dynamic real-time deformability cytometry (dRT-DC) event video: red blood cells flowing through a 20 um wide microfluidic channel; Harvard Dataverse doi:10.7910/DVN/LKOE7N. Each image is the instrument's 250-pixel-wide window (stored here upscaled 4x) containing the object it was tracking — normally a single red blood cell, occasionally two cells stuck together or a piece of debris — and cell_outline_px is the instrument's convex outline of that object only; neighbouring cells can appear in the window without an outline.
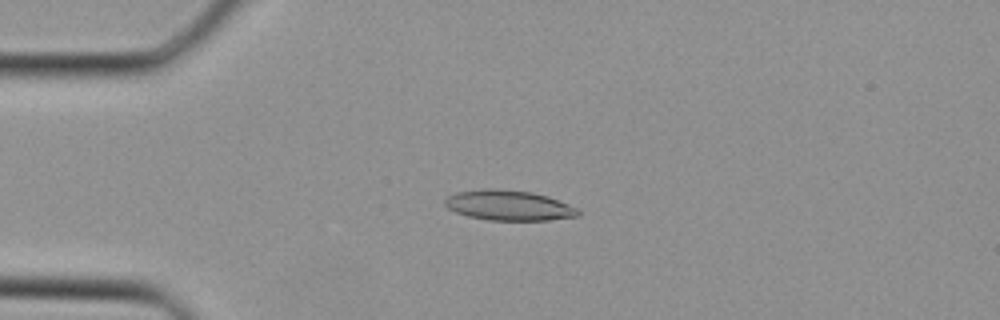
{"species": "Egyptian fruit bat (a non-hibernating species)", "species_latin": "Rousettus aegyptiacus", "temperature_condition": "cold", "stored_images_in_passage": 34, "camera_frame_rate_fps": 3000, "um_per_image_px": 0.085, "animal": {"sex": "female"}, "frame": {"image": 1, "passage_image": 8, "time_ms": 2.333, "image_size_px": [1000, 320], "cell_outline_px": [[580, 216], [548, 220], [488, 220], [468, 216], [456, 212], [448, 208], [444, 204], [444, 200], [448, 196], [456, 192], [480, 188], [496, 188], [532, 192], [548, 196], [580, 208]], "centroid_in_image_um": [43.27, 17.45], "position_along_channel_um": 41.7, "area_um2": 23.76}}
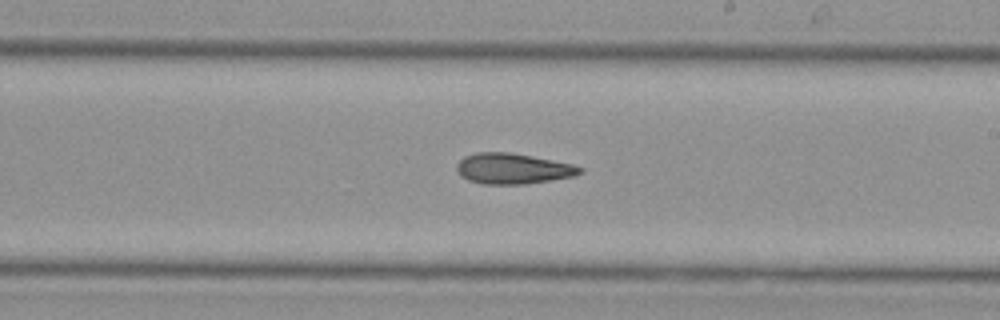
{"frame": {"image": 2, "passage_image": 20, "time_ms": 6.333, "image_size_px": [1000, 320], "cell_outline_px": [[584, 172], [576, 176], [524, 184], [484, 184], [468, 180], [460, 176], [456, 168], [456, 164], [464, 156], [476, 152], [512, 152], [572, 164], [584, 168]], "centroid_in_image_um": [43.59, 14.33], "position_along_channel_um": 245.4, "area_um2": 22.14}}
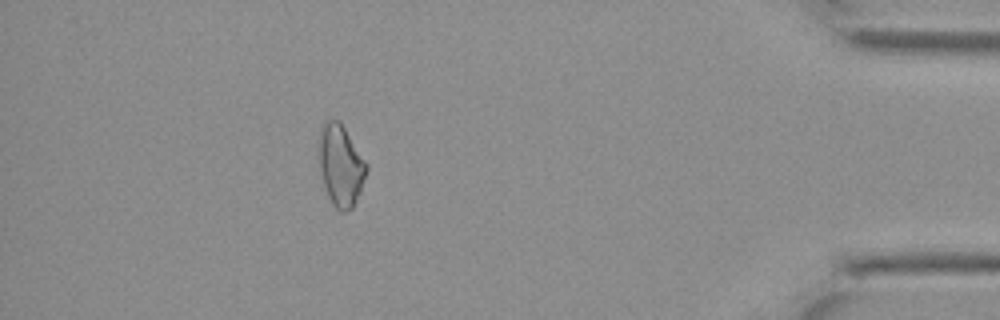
{"frame": {"image": 3, "passage_image": 31, "time_ms": 10.0, "image_size_px": [1000, 320], "cell_outline_px": [[368, 168], [360, 192], [352, 208], [344, 212], [340, 212], [332, 204], [328, 196], [320, 172], [316, 156], [316, 144], [320, 128], [324, 120], [340, 120], [368, 164]], "centroid_in_image_um": [28.91, 14.0], "position_along_channel_um": 406.3, "area_um2": 23.29}}